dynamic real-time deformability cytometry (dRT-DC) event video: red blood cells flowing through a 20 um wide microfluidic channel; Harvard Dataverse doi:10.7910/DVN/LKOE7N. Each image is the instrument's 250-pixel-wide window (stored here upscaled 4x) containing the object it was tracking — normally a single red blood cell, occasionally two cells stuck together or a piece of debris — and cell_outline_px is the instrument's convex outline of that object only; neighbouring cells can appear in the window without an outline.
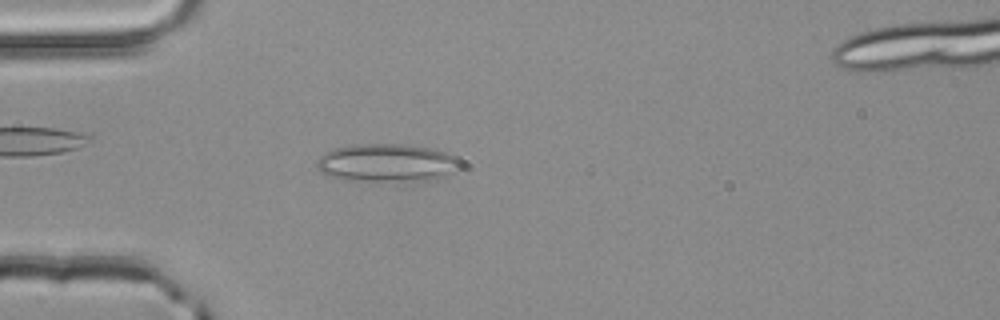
{"species": "common noctule bat (a hibernating species)", "species_latin": "Nyctalus noctula", "temperature_condition": "room temperature", "stored_images_in_passage": 51, "camera_frame_rate_fps": 3000, "um_per_image_px": 0.085, "animal": {"sex": "male", "body_mass_g": 20.4}, "frame": {"image": 1, "passage_image": 15, "time_ms": 4.667, "image_size_px": [1000, 320], "cell_outline_px": [[460, 160], [452, 172], [440, 176], [424, 180], [360, 184], [328, 176], [320, 172], [316, 168], [316, 164], [320, 156], [324, 152], [336, 148], [356, 144], [408, 144], [432, 148], [444, 152]], "centroid_in_image_um": [32.75, 13.88], "position_along_channel_um": 52.3, "area_um2": 32.37}}
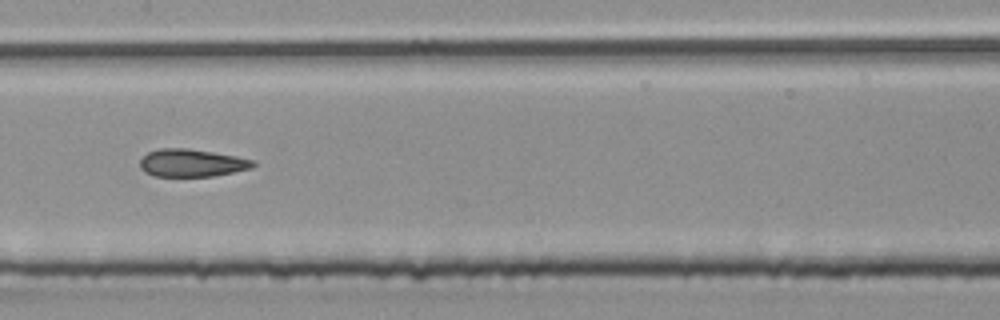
{"frame": {"image": 2, "passage_image": 26, "time_ms": 8.333, "image_size_px": [1000, 320], "cell_outline_px": [[256, 164], [252, 168], [212, 176], [152, 176], [144, 172], [140, 168], [140, 160], [148, 152], [160, 148], [188, 148], [236, 156], [252, 160]], "centroid_in_image_um": [16.26, 13.85], "position_along_channel_um": 191.1, "area_um2": 18.15}}
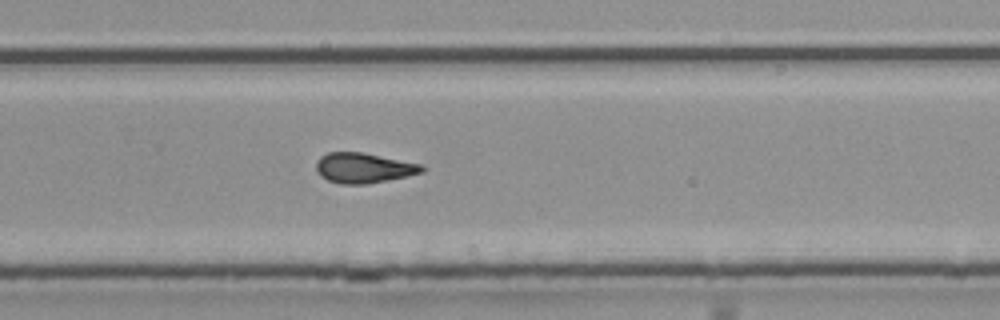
{"frame": {"image": 3, "passage_image": 34, "time_ms": 11.0, "image_size_px": [1000, 320], "cell_outline_px": [[428, 168], [424, 172], [408, 176], [368, 184], [340, 184], [328, 180], [320, 176], [316, 172], [316, 160], [320, 156], [328, 152], [364, 152], [420, 164]], "centroid_in_image_um": [30.9, 14.27], "position_along_channel_um": 298.9, "area_um2": 18.84}}